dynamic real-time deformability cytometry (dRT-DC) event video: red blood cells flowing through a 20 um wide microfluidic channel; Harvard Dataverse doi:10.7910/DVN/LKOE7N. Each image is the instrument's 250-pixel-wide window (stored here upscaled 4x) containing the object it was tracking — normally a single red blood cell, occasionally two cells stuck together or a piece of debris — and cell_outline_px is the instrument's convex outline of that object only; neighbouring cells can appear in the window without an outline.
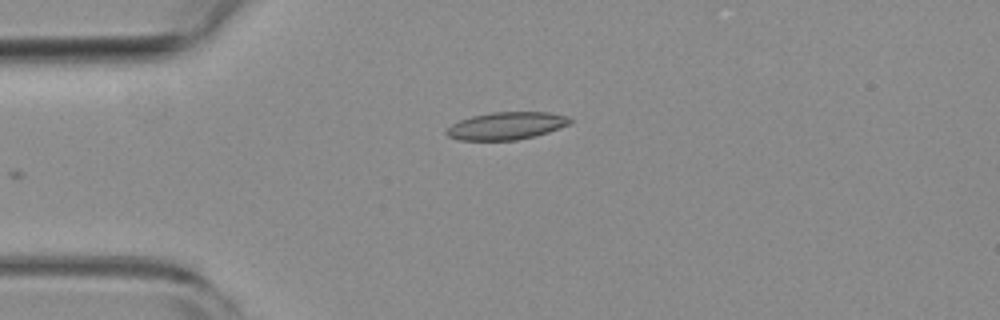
{"species": "common noctule bat (a hibernating species)", "species_latin": "Nyctalus noctula", "temperature_condition": "room temperature", "stored_images_in_passage": 37, "camera_frame_rate_fps": 3000, "um_per_image_px": 0.085, "animal": {"sex": "female", "body_mass_g": 19.3, "forearm_length_mm": 54.1}, "frame": {"image": 1, "passage_image": 1, "time_ms": 0.0, "image_size_px": [1000, 320], "cell_outline_px": [[572, 120], [568, 124], [548, 132], [536, 136], [516, 140], [460, 140], [448, 136], [444, 132], [452, 124], [460, 120], [472, 116], [492, 112], [548, 112], [564, 116]], "centroid_in_image_um": [43.0, 10.7], "position_along_channel_um": 42.0, "area_um2": 19.59}}
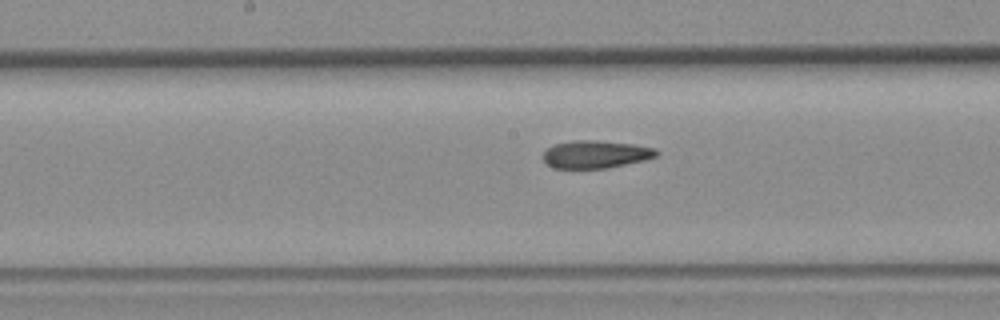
{"frame": {"image": 2, "passage_image": 15, "time_ms": 4.667, "image_size_px": [1000, 320], "cell_outline_px": [[660, 152], [656, 156], [644, 160], [608, 168], [556, 168], [548, 164], [544, 160], [544, 152], [548, 148], [556, 144], [576, 140], [596, 140], [632, 144], [656, 148]], "centroid_in_image_um": [50.67, 13.11], "position_along_channel_um": 197.5, "area_um2": 18.09}}
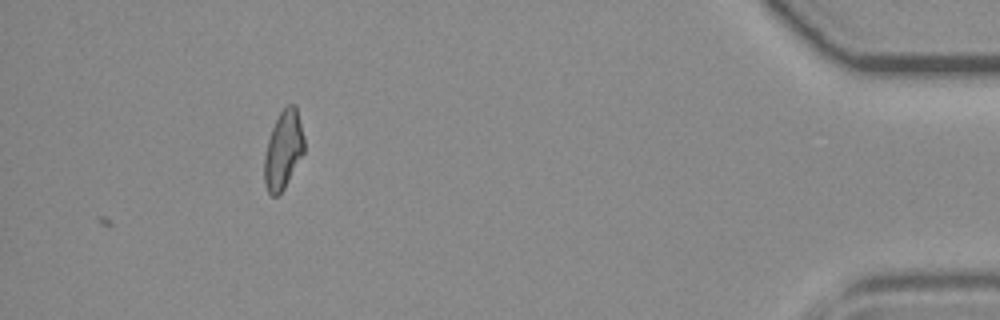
{"frame": {"image": 3, "passage_image": 37, "time_ms": 12.0, "image_size_px": [1000, 320], "cell_outline_px": [[304, 152], [284, 188], [276, 196], [272, 196], [268, 192], [264, 184], [264, 156], [268, 140], [272, 128], [280, 112], [288, 104], [296, 104], [304, 136]], "centroid_in_image_um": [24.08, 12.73], "position_along_channel_um": 411.1, "area_um2": 18.09}}